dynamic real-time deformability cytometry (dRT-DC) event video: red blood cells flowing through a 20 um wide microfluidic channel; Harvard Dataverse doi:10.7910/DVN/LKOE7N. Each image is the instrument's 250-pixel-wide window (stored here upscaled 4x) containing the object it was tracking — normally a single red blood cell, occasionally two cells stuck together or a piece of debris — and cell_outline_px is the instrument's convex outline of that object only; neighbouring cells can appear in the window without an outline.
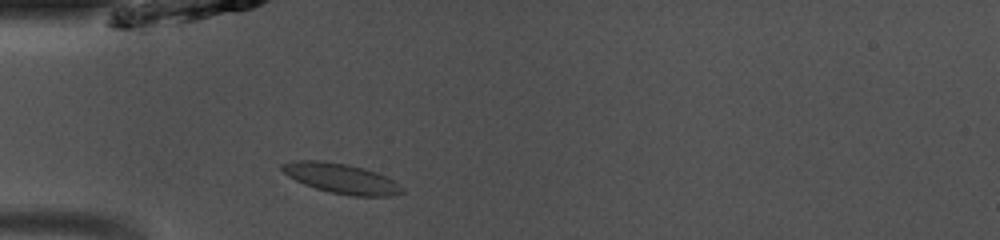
{"species": "common noctule bat (a hibernating species)", "species_latin": "Nyctalus noctula", "temperature_condition": "room temperature", "stored_images_in_passage": 37, "camera_frame_rate_fps": 3000, "um_per_image_px": 0.085, "animal": {"sex": "male", "body_mass_g": 13.0, "forearm_length_mm": 53.1}, "frame": {"image": 1, "passage_image": 3, "time_ms": 0.667, "image_size_px": [1000, 240], "cell_outline_px": [[404, 192], [388, 196], [352, 196], [328, 192], [304, 184], [288, 176], [280, 168], [280, 164], [292, 160], [320, 160], [348, 164], [364, 168], [376, 172], [392, 180]], "centroid_in_image_um": [28.93, 15.15], "position_along_channel_um": 56.1, "area_um2": 20.81}}
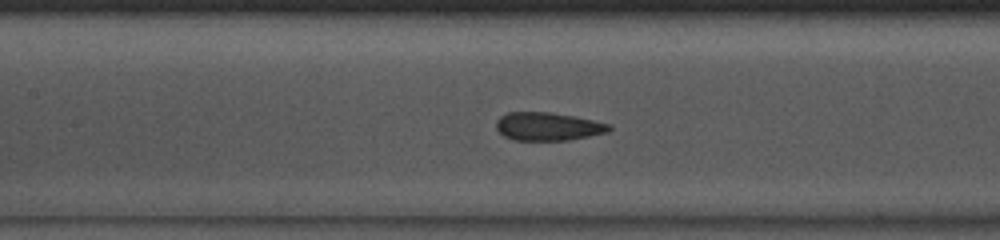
{"frame": {"image": 2, "passage_image": 11, "time_ms": 3.333, "image_size_px": [1000, 240], "cell_outline_px": [[612, 128], [608, 132], [568, 140], [512, 140], [504, 136], [496, 128], [496, 120], [500, 116], [508, 112], [552, 112], [576, 116], [612, 124]], "centroid_in_image_um": [46.59, 10.74], "position_along_channel_um": 160.8, "area_um2": 18.73}}
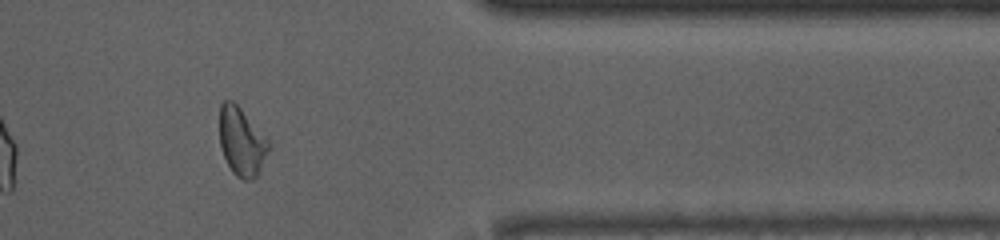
{"frame": {"image": 3, "passage_image": 29, "time_ms": 9.333, "image_size_px": [1000, 240], "cell_outline_px": [[272, 148], [256, 176], [252, 180], [244, 180], [236, 176], [232, 172], [224, 156], [220, 144], [220, 104], [224, 100], [232, 100], [240, 108], [272, 144]], "centroid_in_image_um": [20.56, 12.06], "position_along_channel_um": 390.8, "area_um2": 19.54}, "authors_computed_cell_mechanics": {"area_um2": 19.1896, "velocity_mm_per_s": 4.0952, "shape_relaxation_time_tau1_ms": null, "shape_relaxation_time_tau2_ms": 1.3278, "deformation_change_tau1": null, "deformation_change_tau2": 0.0693}}